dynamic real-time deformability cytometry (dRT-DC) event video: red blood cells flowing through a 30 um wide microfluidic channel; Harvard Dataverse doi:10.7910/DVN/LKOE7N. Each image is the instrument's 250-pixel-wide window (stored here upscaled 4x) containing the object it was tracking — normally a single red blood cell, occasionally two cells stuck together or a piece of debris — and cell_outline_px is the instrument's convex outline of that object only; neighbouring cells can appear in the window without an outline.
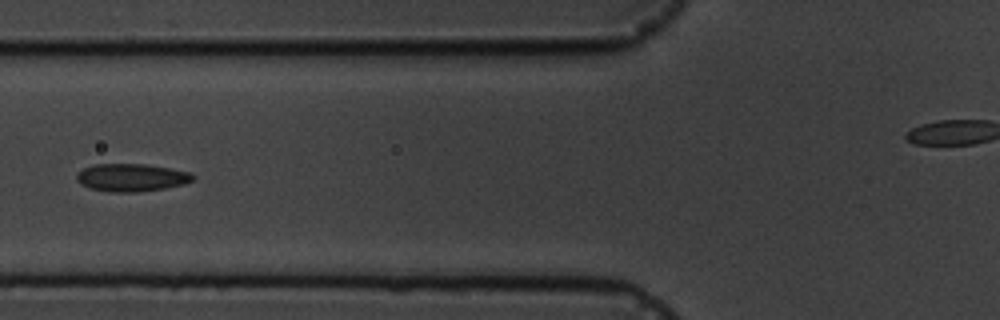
{"species": "common noctule bat (a hibernating species)", "species_latin": "Nyctalus noctula", "temperature_condition": "cold", "stored_images_in_passage": 6, "camera_frame_rate_fps": 3000, "um_per_image_px": 0.085, "animal": {"sex": "male", "body_mass_g": 19.5, "forearm_length_mm": 54.6}, "frame": {"image": 1, "passage_image": 6, "time_ms": 5.667, "image_size_px": [1000, 320], "cell_outline_px": [[196, 176], [192, 180], [184, 184], [164, 188], [136, 192], [108, 192], [88, 188], [80, 184], [76, 180], [76, 176], [84, 168], [96, 164], [144, 164], [192, 172]], "centroid_in_image_um": [11.17, 15.1], "position_along_channel_um": 114.6, "area_um2": 18.79}}